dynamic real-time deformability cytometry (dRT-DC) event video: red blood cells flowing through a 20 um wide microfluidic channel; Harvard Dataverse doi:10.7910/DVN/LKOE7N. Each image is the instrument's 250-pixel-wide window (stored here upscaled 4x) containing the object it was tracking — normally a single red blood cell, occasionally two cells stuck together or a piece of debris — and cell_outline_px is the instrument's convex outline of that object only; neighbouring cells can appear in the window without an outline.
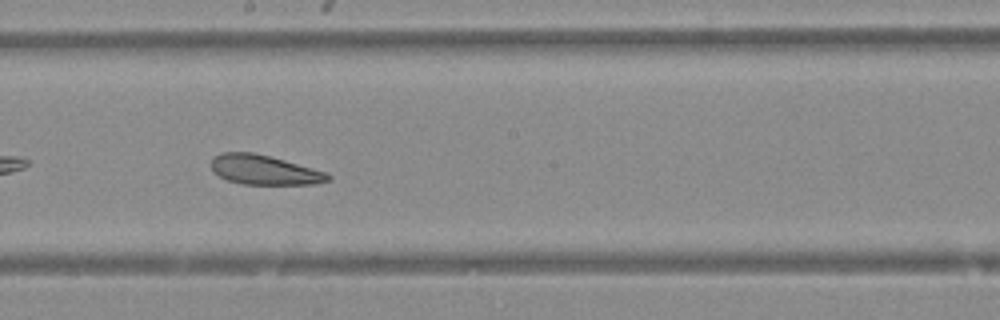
{"species": "Egyptian fruit bat (a non-hibernating species)", "species_latin": "Rousettus aegyptiacus", "temperature_condition": "warm", "stored_images_in_passage": 23, "camera_frame_rate_fps": 3000, "um_per_image_px": 0.085, "animal": {"sex": "female"}, "frame": {"image": 1, "passage_image": 14, "time_ms": 4.333, "image_size_px": [1000, 320], "cell_outline_px": [[332, 180], [316, 184], [244, 184], [228, 180], [212, 172], [212, 156], [220, 152], [252, 152], [284, 160], [328, 172], [332, 176]], "centroid_in_image_um": [22.48, 14.44], "position_along_channel_um": 225.7, "area_um2": 20.23}}
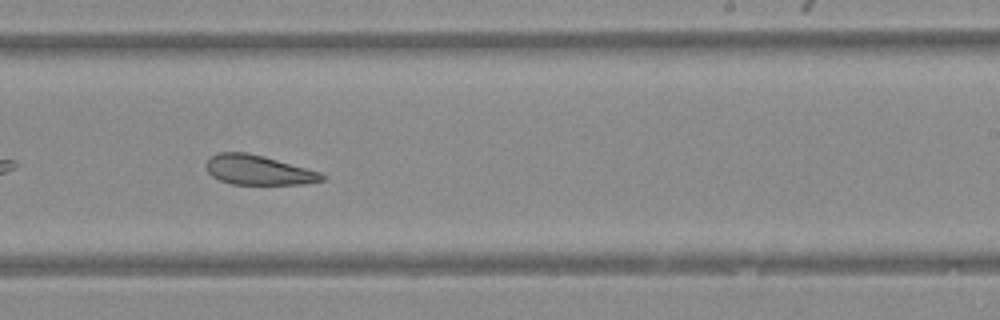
{"frame": {"image": 2, "passage_image": 17, "time_ms": 5.333, "image_size_px": [1000, 320], "cell_outline_px": [[324, 180], [304, 184], [232, 184], [220, 180], [212, 176], [208, 172], [204, 164], [216, 152], [248, 152], [264, 156], [320, 172], [324, 176]], "centroid_in_image_um": [21.92, 14.45], "position_along_channel_um": 267.1, "area_um2": 19.94}}
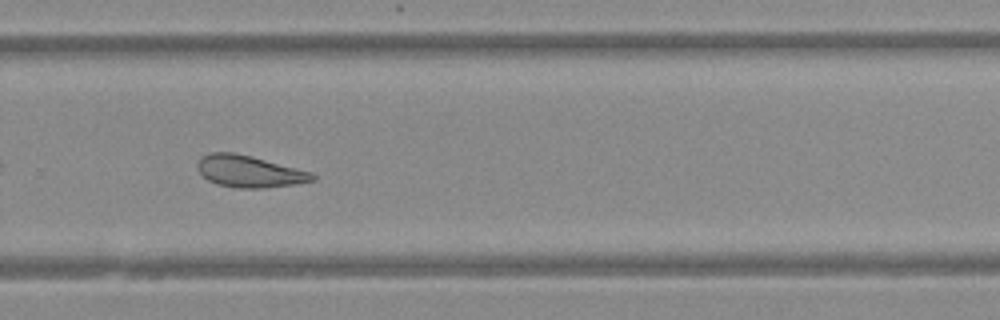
{"frame": {"image": 3, "passage_image": 20, "time_ms": 6.333, "image_size_px": [1000, 320], "cell_outline_px": [[316, 180], [296, 184], [264, 188], [236, 188], [216, 184], [208, 180], [196, 168], [196, 164], [208, 152], [236, 152], [252, 156], [312, 172], [316, 176]], "centroid_in_image_um": [21.2, 14.57], "position_along_channel_um": 308.6, "area_um2": 21.44}}